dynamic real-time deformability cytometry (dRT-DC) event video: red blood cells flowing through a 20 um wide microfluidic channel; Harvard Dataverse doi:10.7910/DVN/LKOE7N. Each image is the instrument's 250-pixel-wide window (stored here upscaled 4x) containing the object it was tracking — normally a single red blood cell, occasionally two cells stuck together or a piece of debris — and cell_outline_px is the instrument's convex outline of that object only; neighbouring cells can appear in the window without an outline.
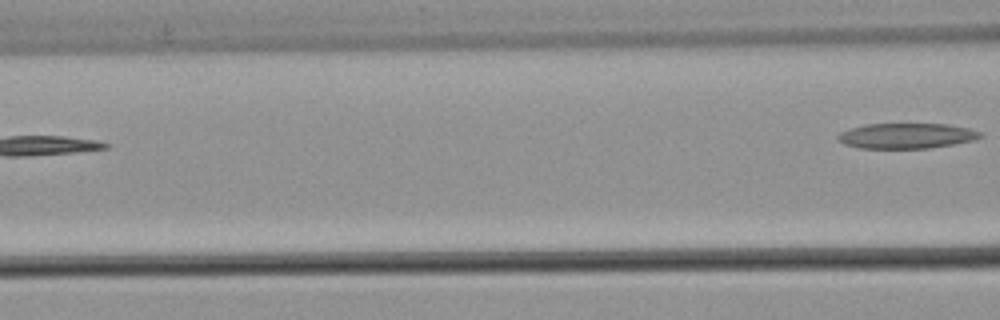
{"species": "common noctule bat (a hibernating species)", "species_latin": "Nyctalus noctula", "temperature_condition": "warm", "stored_images_in_passage": 4, "camera_frame_rate_fps": 3000, "um_per_image_px": 0.085, "animal": {"sex": "male", "body_mass_g": 21.5, "forearm_length_mm": 52.0}, "frame": {"image": 1, "passage_image": 4, "time_ms": 1.0, "image_size_px": [1000, 320], "cell_outline_px": [[984, 136], [972, 140], [952, 144], [928, 148], [860, 148], [844, 144], [836, 140], [836, 136], [840, 132], [848, 128], [864, 124], [948, 124], [968, 128], [984, 132]], "centroid_in_image_um": [77.02, 11.54], "position_along_channel_um": 89.6, "area_um2": 21.15}}